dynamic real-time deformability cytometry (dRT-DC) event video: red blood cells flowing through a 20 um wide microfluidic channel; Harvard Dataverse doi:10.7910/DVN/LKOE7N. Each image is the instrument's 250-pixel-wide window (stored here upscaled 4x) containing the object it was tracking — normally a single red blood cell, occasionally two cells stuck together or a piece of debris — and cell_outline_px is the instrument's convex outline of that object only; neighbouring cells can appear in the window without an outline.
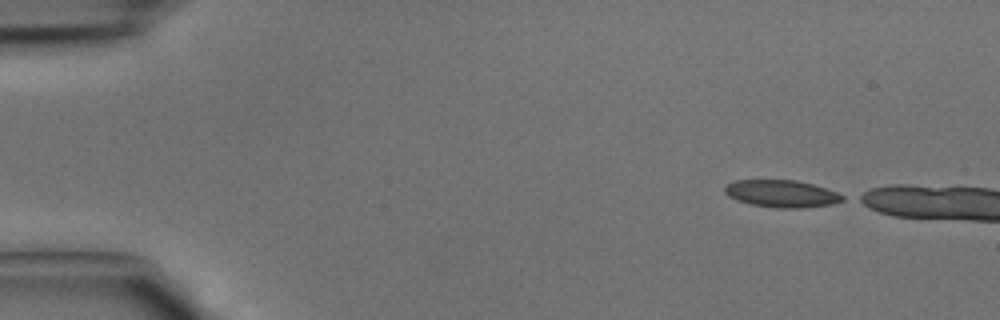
{"species": "common noctule bat (a hibernating species)", "species_latin": "Nyctalus noctula", "temperature_condition": "cold", "stored_images_in_passage": 4, "camera_frame_rate_fps": 3000, "um_per_image_px": 0.085, "animal": {"sex": "male", "body_mass_g": 15.6}, "frame": {"image": 1, "passage_image": 1, "time_ms": 0.0, "image_size_px": [1000, 320], "cell_outline_px": [[844, 200], [832, 204], [796, 208], [776, 208], [752, 204], [736, 200], [728, 196], [724, 192], [724, 184], [736, 180], [796, 180], [812, 184], [836, 192], [844, 196]], "centroid_in_image_um": [66.38, 16.45], "position_along_channel_um": 18.6, "area_um2": 18.61}}